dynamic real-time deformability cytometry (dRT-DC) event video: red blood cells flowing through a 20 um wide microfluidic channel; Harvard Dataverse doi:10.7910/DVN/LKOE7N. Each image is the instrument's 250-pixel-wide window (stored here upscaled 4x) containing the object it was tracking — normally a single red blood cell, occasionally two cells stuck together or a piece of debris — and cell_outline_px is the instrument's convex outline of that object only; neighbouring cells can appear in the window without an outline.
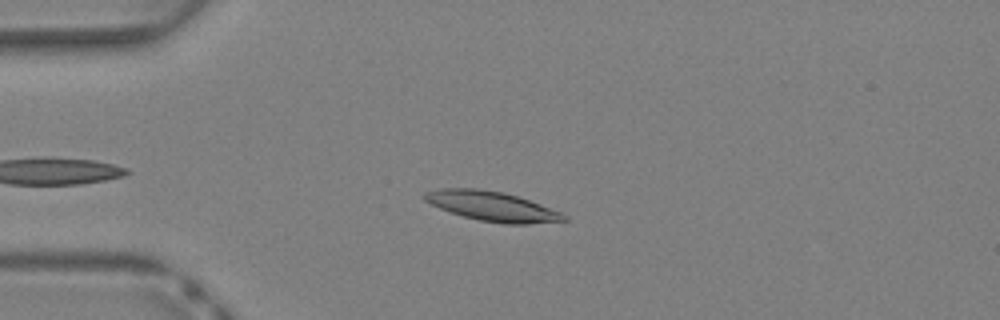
{"species": "Egyptian fruit bat (a non-hibernating species)", "species_latin": "Rousettus aegyptiacus", "temperature_condition": "warm", "stored_images_in_passage": 33, "camera_frame_rate_fps": 3000, "um_per_image_px": 0.085, "animal": {"sex": "female"}, "frame": {"image": 1, "passage_image": 6, "time_ms": 1.667, "image_size_px": [1000, 320], "cell_outline_px": [[568, 220], [528, 224], [504, 224], [480, 220], [464, 216], [440, 208], [424, 200], [420, 196], [424, 192], [440, 188], [476, 188], [504, 192], [540, 204], [560, 212], [568, 216]], "centroid_in_image_um": [41.8, 17.52], "position_along_channel_um": 43.2, "area_um2": 23.93}}
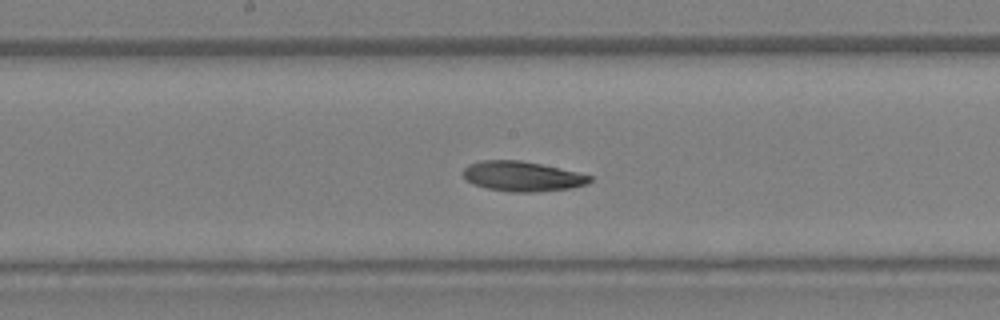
{"frame": {"image": 2, "passage_image": 17, "time_ms": 5.333, "image_size_px": [1000, 320], "cell_outline_px": [[592, 180], [588, 184], [568, 188], [532, 192], [512, 192], [488, 188], [472, 184], [464, 176], [464, 168], [468, 164], [480, 160], [520, 160], [540, 164], [576, 172], [592, 176]], "centroid_in_image_um": [44.37, 14.98], "position_along_channel_um": 203.8, "area_um2": 21.85}}
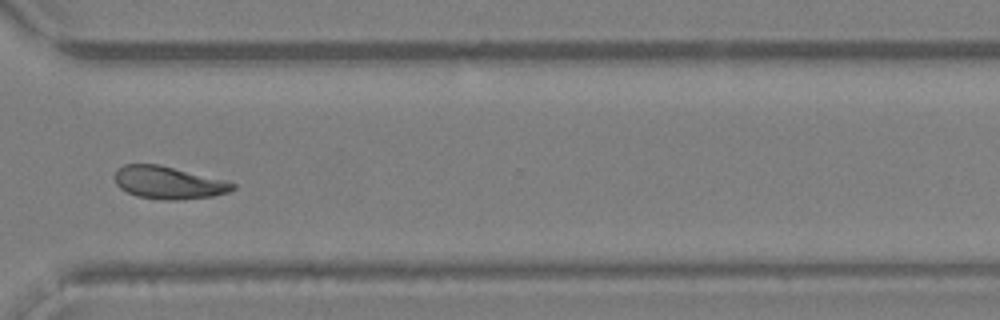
{"frame": {"image": 3, "passage_image": 26, "time_ms": 8.333, "image_size_px": [1000, 320], "cell_outline_px": [[236, 188], [228, 192], [212, 196], [180, 200], [164, 200], [136, 196], [120, 188], [116, 184], [116, 172], [124, 164], [156, 164], [228, 180], [236, 184]], "centroid_in_image_um": [14.37, 15.53], "position_along_channel_um": 356.2, "area_um2": 22.31}}